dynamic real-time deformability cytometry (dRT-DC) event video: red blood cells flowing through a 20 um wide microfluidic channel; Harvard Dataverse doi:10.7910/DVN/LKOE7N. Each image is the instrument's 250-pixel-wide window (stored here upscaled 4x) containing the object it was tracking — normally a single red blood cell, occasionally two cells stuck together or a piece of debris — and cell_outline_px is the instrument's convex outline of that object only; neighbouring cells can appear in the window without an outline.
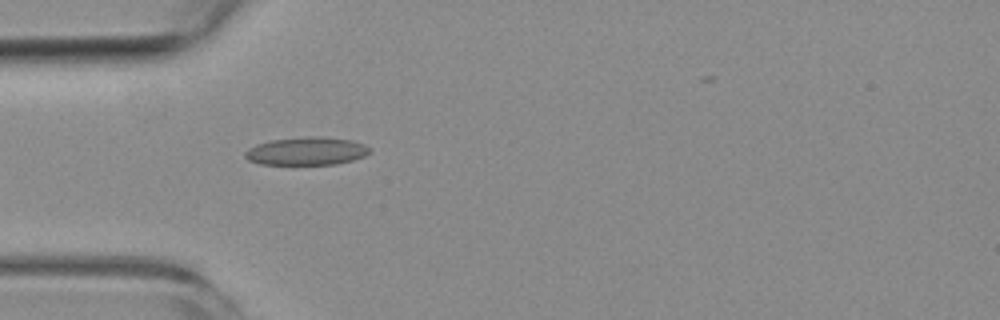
{"species": "common noctule bat (a hibernating species)", "species_latin": "Nyctalus noctula", "temperature_condition": "room temperature", "stored_images_in_passage": 2, "camera_frame_rate_fps": 3000, "um_per_image_px": 0.085, "animal": {"sex": "female", "body_mass_g": 19.3, "forearm_length_mm": 54.1}, "frame": {"image": 1, "passage_image": 2, "time_ms": 1.0, "image_size_px": [1000, 320], "cell_outline_px": [[372, 148], [364, 156], [352, 160], [336, 164], [260, 164], [248, 160], [244, 156], [244, 152], [248, 148], [256, 144], [272, 140], [304, 136], [320, 136], [352, 140], [364, 144]], "centroid_in_image_um": [26.04, 12.83], "position_along_channel_um": 59.0, "area_um2": 20.4}}